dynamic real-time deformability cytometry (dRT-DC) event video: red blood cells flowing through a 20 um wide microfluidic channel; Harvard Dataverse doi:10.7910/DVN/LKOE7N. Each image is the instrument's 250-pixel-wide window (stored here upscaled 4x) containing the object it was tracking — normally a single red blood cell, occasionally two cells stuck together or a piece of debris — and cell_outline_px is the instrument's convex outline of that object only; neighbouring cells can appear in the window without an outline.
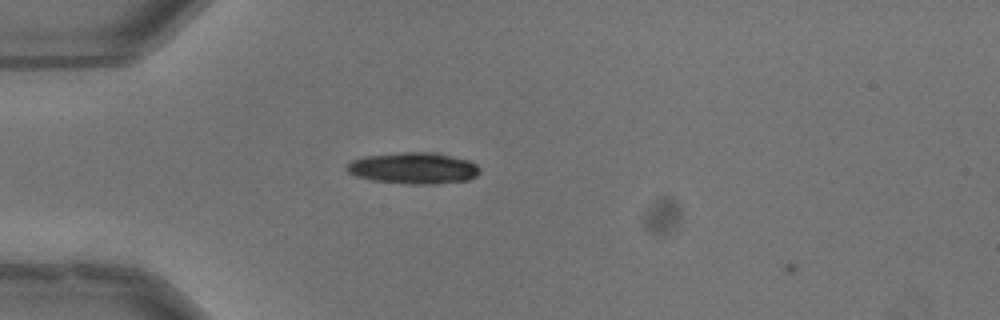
{"species": "common noctule bat (a hibernating species)", "species_latin": "Nyctalus noctula", "temperature_condition": "warm", "stored_images_in_passage": 9, "camera_frame_rate_fps": 3000, "um_per_image_px": 0.085, "animal": {"sex": "male", "body_mass_g": 13.3}, "frame": {"image": 1, "passage_image": 8, "time_ms": 2.333, "image_size_px": [1000, 320], "cell_outline_px": [[480, 172], [476, 176], [468, 180], [432, 184], [408, 184], [372, 180], [356, 176], [348, 172], [344, 168], [352, 160], [364, 156], [404, 152], [436, 152], [468, 160], [476, 164], [480, 168]], "centroid_in_image_um": [35.15, 14.29], "position_along_channel_um": 49.9, "area_um2": 24.39}}